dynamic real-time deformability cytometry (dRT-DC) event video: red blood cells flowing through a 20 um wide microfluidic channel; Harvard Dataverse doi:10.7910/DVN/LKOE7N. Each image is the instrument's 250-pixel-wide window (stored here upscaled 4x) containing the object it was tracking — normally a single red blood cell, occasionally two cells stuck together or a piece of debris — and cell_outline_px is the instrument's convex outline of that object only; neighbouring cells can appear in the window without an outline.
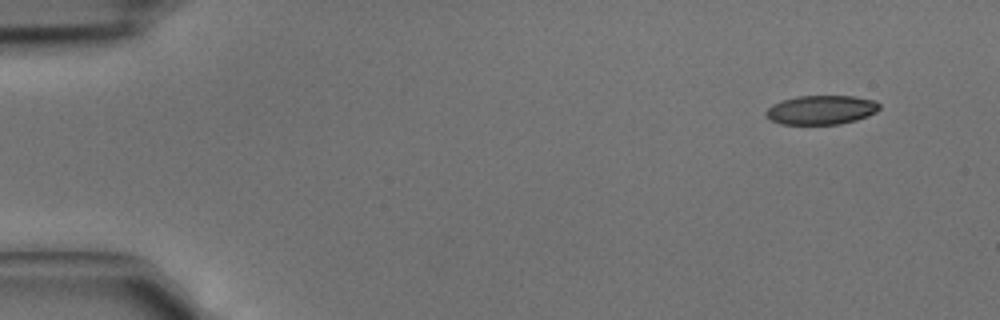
{"species": "common noctule bat (a hibernating species)", "species_latin": "Nyctalus noctula", "temperature_condition": "cold", "stored_images_in_passage": 4, "camera_frame_rate_fps": 3000, "um_per_image_px": 0.085, "animal": {"sex": "male", "body_mass_g": 15.6}, "frame": {"image": 1, "passage_image": 1, "time_ms": 0.0, "image_size_px": [1000, 320], "cell_outline_px": [[880, 108], [876, 112], [868, 116], [856, 120], [840, 124], [780, 124], [764, 116], [764, 112], [772, 104], [780, 100], [796, 96], [856, 96], [876, 100], [880, 104]], "centroid_in_image_um": [69.8, 9.33], "position_along_channel_um": 15.2, "area_um2": 19.54}}
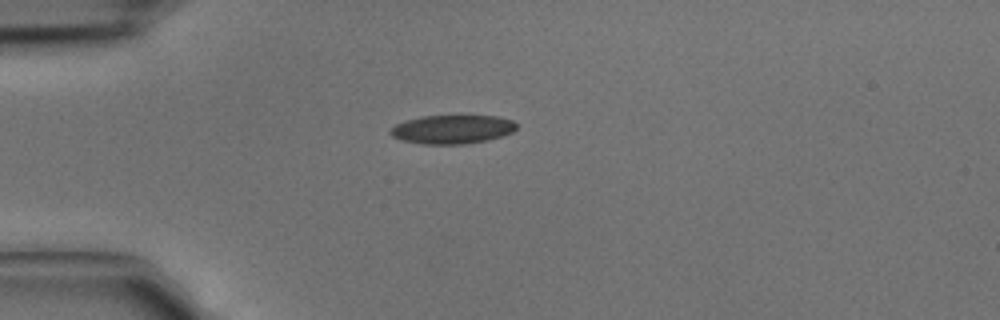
{"frame": {"image": 2, "passage_image": 3, "time_ms": 0.667, "image_size_px": [1000, 320], "cell_outline_px": [[516, 128], [512, 132], [488, 140], [464, 144], [424, 144], [400, 140], [392, 136], [388, 132], [396, 124], [404, 120], [420, 116], [496, 116], [512, 120], [516, 124]], "centroid_in_image_um": [38.4, 10.99], "position_along_channel_um": 46.6, "area_um2": 21.1}}